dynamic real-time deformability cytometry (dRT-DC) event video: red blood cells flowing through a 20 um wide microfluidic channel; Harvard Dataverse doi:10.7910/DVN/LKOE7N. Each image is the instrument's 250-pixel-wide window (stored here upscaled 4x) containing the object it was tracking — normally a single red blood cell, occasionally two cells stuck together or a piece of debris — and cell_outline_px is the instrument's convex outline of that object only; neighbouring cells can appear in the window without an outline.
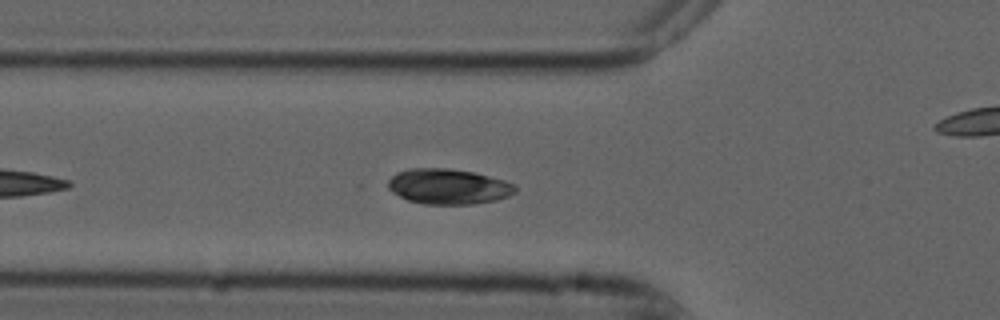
{"species": "common noctule bat (a hibernating species)", "species_latin": "Nyctalus noctula", "temperature_condition": "cold", "stored_images_in_passage": 15, "camera_frame_rate_fps": 3000, "um_per_image_px": 0.085, "animal": {"sex": "male", "forearm_length_mm": 52.5}, "frame": {"image": 1, "passage_image": 7, "time_ms": 2.0, "image_size_px": [1000, 320], "cell_outline_px": [[516, 192], [508, 196], [496, 200], [476, 204], [424, 204], [408, 200], [392, 192], [388, 188], [388, 180], [396, 172], [408, 168], [448, 168], [476, 172], [504, 180], [512, 184], [516, 188]], "centroid_in_image_um": [38.1, 15.84], "position_along_channel_um": 87.7, "area_um2": 26.36}}
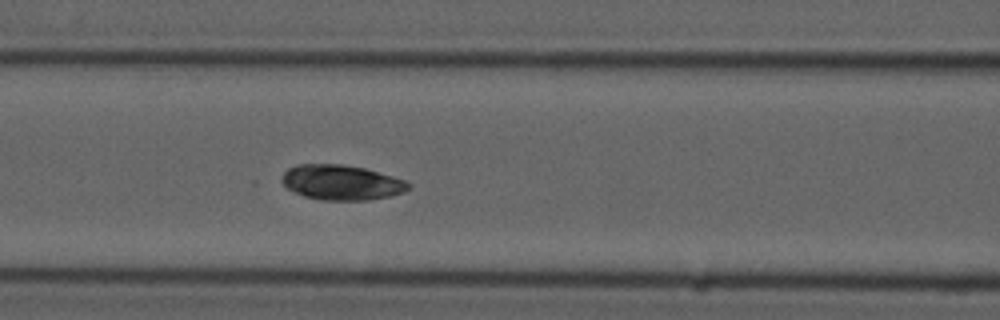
{"frame": {"image": 2, "passage_image": 11, "time_ms": 3.333, "image_size_px": [1000, 320], "cell_outline_px": [[412, 188], [404, 192], [388, 196], [368, 200], [320, 200], [304, 196], [288, 188], [280, 180], [284, 172], [288, 168], [296, 164], [340, 164], [364, 168], [392, 176], [404, 180], [412, 184]], "centroid_in_image_um": [29.03, 15.51], "position_along_channel_um": 137.6, "area_um2": 25.84}}